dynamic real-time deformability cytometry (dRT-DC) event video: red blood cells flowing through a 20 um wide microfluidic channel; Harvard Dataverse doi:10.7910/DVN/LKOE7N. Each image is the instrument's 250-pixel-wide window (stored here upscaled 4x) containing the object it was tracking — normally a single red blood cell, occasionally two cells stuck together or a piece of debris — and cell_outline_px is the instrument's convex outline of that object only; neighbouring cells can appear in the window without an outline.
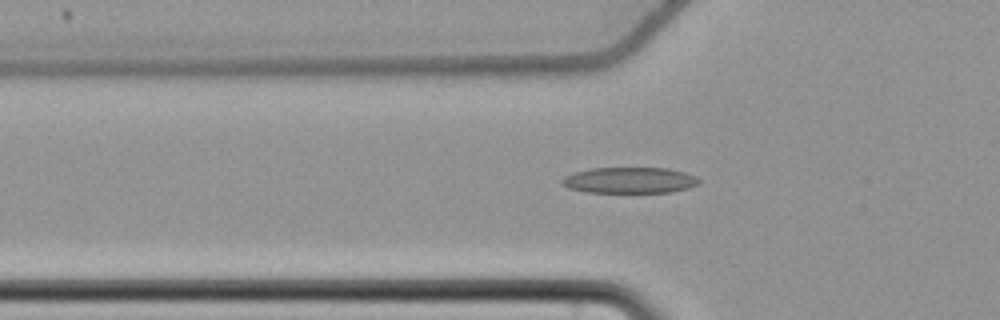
{"species": "common noctule bat (a hibernating species)", "species_latin": "Nyctalus noctula", "temperature_condition": "cold", "stored_images_in_passage": 37, "camera_frame_rate_fps": 3000, "um_per_image_px": 0.085, "animal": {"sex": "female", "body_mass_g": 22.7, "forearm_length_mm": 54.2}, "frame": {"image": 1, "passage_image": 4, "time_ms": 1.0, "image_size_px": [1000, 320], "cell_outline_px": [[700, 184], [688, 188], [672, 192], [584, 192], [568, 188], [560, 184], [560, 180], [564, 176], [572, 172], [592, 168], [668, 168], [684, 172], [696, 176], [700, 180]], "centroid_in_image_um": [53.49, 15.32], "position_along_channel_um": 72.3, "area_um2": 20.98}}
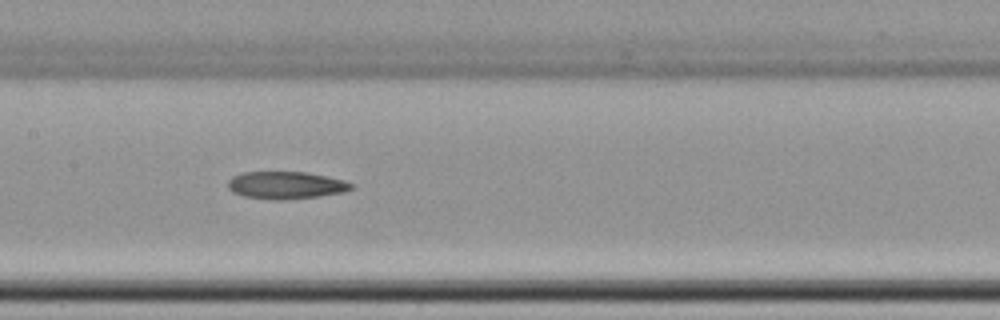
{"frame": {"image": 2, "passage_image": 13, "time_ms": 4.0, "image_size_px": [1000, 320], "cell_outline_px": [[352, 188], [344, 192], [320, 196], [284, 200], [272, 200], [244, 196], [232, 192], [228, 188], [228, 180], [232, 176], [244, 172], [304, 172], [344, 180], [352, 184]], "centroid_in_image_um": [24.26, 15.75], "position_along_channel_um": 183.1, "area_um2": 19.65}}
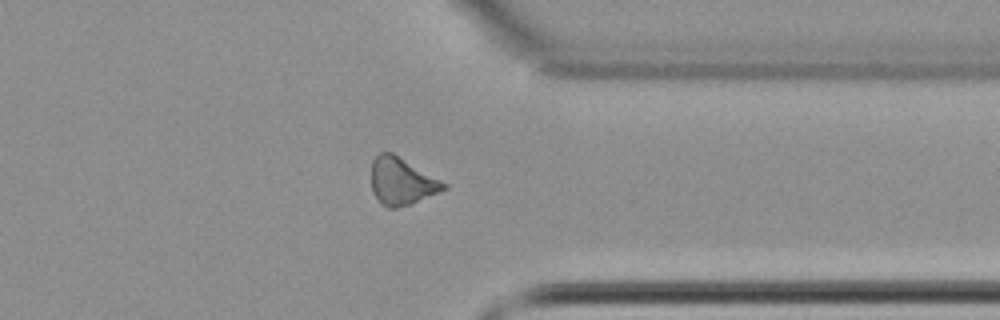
{"frame": {"image": 3, "passage_image": 29, "time_ms": 9.333, "image_size_px": [1000, 320], "cell_outline_px": [[448, 188], [408, 204], [396, 208], [388, 208], [380, 204], [372, 192], [372, 160], [380, 152], [392, 152], [448, 184]], "centroid_in_image_um": [34.11, 15.4], "position_along_channel_um": 377.3, "area_um2": 19.71}}